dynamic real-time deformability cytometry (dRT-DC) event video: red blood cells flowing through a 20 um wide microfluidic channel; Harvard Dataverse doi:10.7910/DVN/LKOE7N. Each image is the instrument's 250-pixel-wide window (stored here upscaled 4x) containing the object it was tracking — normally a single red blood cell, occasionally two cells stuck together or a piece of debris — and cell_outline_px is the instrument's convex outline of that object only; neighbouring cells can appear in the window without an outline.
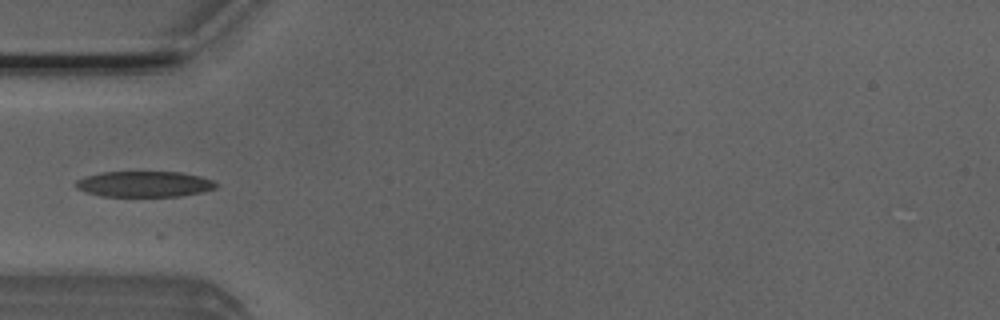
{"species": "Egyptian fruit bat (a non-hibernating species)", "species_latin": "Rousettus aegyptiacus", "temperature_condition": "room temperature", "stored_images_in_passage": 5, "camera_frame_rate_fps": 3000, "um_per_image_px": 0.085, "animal": {"sex": "male"}, "frame": {"image": 1, "passage_image": 5, "time_ms": 1.333, "image_size_px": [1000, 320], "cell_outline_px": [[216, 188], [200, 192], [180, 196], [100, 196], [84, 192], [76, 188], [76, 180], [84, 176], [100, 172], [180, 172], [200, 176], [212, 180], [216, 184]], "centroid_in_image_um": [12.21, 15.64], "position_along_channel_um": 72.8, "area_um2": 21.04}}